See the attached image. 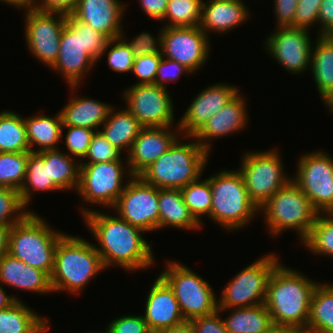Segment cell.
<instances>
[{
    "mask_svg": "<svg viewBox=\"0 0 333 333\" xmlns=\"http://www.w3.org/2000/svg\"><path fill=\"white\" fill-rule=\"evenodd\" d=\"M81 206L84 223L90 230L93 238L98 242L95 245L100 254L105 269L114 265L133 273L136 270H147L155 266V257L152 250V241L148 243L143 234L145 231L133 226L117 215L103 213Z\"/></svg>",
    "mask_w": 333,
    "mask_h": 333,
    "instance_id": "1",
    "label": "cell"
},
{
    "mask_svg": "<svg viewBox=\"0 0 333 333\" xmlns=\"http://www.w3.org/2000/svg\"><path fill=\"white\" fill-rule=\"evenodd\" d=\"M319 283L297 269L279 263L268 280L265 300L274 325L291 327L304 333L312 295Z\"/></svg>",
    "mask_w": 333,
    "mask_h": 333,
    "instance_id": "2",
    "label": "cell"
},
{
    "mask_svg": "<svg viewBox=\"0 0 333 333\" xmlns=\"http://www.w3.org/2000/svg\"><path fill=\"white\" fill-rule=\"evenodd\" d=\"M110 39L72 15L66 16L61 32L59 54L51 70L63 75L72 92L90 72Z\"/></svg>",
    "mask_w": 333,
    "mask_h": 333,
    "instance_id": "3",
    "label": "cell"
},
{
    "mask_svg": "<svg viewBox=\"0 0 333 333\" xmlns=\"http://www.w3.org/2000/svg\"><path fill=\"white\" fill-rule=\"evenodd\" d=\"M105 270L95 245L79 236L64 234L54 253V268L50 276L53 292L80 294L89 281Z\"/></svg>",
    "mask_w": 333,
    "mask_h": 333,
    "instance_id": "4",
    "label": "cell"
},
{
    "mask_svg": "<svg viewBox=\"0 0 333 333\" xmlns=\"http://www.w3.org/2000/svg\"><path fill=\"white\" fill-rule=\"evenodd\" d=\"M182 137L193 141L183 144ZM209 155L194 136L180 135L139 177L159 189H182L203 175Z\"/></svg>",
    "mask_w": 333,
    "mask_h": 333,
    "instance_id": "5",
    "label": "cell"
},
{
    "mask_svg": "<svg viewBox=\"0 0 333 333\" xmlns=\"http://www.w3.org/2000/svg\"><path fill=\"white\" fill-rule=\"evenodd\" d=\"M212 205L209 219L220 224L225 231L247 227L259 215V209L248 197L239 170H221L209 177Z\"/></svg>",
    "mask_w": 333,
    "mask_h": 333,
    "instance_id": "6",
    "label": "cell"
},
{
    "mask_svg": "<svg viewBox=\"0 0 333 333\" xmlns=\"http://www.w3.org/2000/svg\"><path fill=\"white\" fill-rule=\"evenodd\" d=\"M63 235L31 211L22 221L11 226L8 254L51 276L55 249Z\"/></svg>",
    "mask_w": 333,
    "mask_h": 333,
    "instance_id": "7",
    "label": "cell"
},
{
    "mask_svg": "<svg viewBox=\"0 0 333 333\" xmlns=\"http://www.w3.org/2000/svg\"><path fill=\"white\" fill-rule=\"evenodd\" d=\"M264 214L266 230L274 237L287 229L295 230L302 242L309 234L317 210L310 198L291 179L259 209Z\"/></svg>",
    "mask_w": 333,
    "mask_h": 333,
    "instance_id": "8",
    "label": "cell"
},
{
    "mask_svg": "<svg viewBox=\"0 0 333 333\" xmlns=\"http://www.w3.org/2000/svg\"><path fill=\"white\" fill-rule=\"evenodd\" d=\"M166 265L159 275L174 291L186 321L212 314L218 309L217 297L207 280L181 262L170 260Z\"/></svg>",
    "mask_w": 333,
    "mask_h": 333,
    "instance_id": "9",
    "label": "cell"
},
{
    "mask_svg": "<svg viewBox=\"0 0 333 333\" xmlns=\"http://www.w3.org/2000/svg\"><path fill=\"white\" fill-rule=\"evenodd\" d=\"M277 149L246 152L240 161L239 172L244 180L248 197L260 209L292 177L284 171Z\"/></svg>",
    "mask_w": 333,
    "mask_h": 333,
    "instance_id": "10",
    "label": "cell"
},
{
    "mask_svg": "<svg viewBox=\"0 0 333 333\" xmlns=\"http://www.w3.org/2000/svg\"><path fill=\"white\" fill-rule=\"evenodd\" d=\"M278 257L275 252L267 253L238 272L224 287L220 299H217L218 309L265 304L268 280L280 263Z\"/></svg>",
    "mask_w": 333,
    "mask_h": 333,
    "instance_id": "11",
    "label": "cell"
},
{
    "mask_svg": "<svg viewBox=\"0 0 333 333\" xmlns=\"http://www.w3.org/2000/svg\"><path fill=\"white\" fill-rule=\"evenodd\" d=\"M126 160V162L124 161ZM125 162V163H124ZM126 165V166H125ZM124 175L133 177L127 159L80 164L77 195L87 204H96L112 209L126 184Z\"/></svg>",
    "mask_w": 333,
    "mask_h": 333,
    "instance_id": "12",
    "label": "cell"
},
{
    "mask_svg": "<svg viewBox=\"0 0 333 333\" xmlns=\"http://www.w3.org/2000/svg\"><path fill=\"white\" fill-rule=\"evenodd\" d=\"M327 153L315 150L303 154L292 176L318 213L333 212V158Z\"/></svg>",
    "mask_w": 333,
    "mask_h": 333,
    "instance_id": "13",
    "label": "cell"
},
{
    "mask_svg": "<svg viewBox=\"0 0 333 333\" xmlns=\"http://www.w3.org/2000/svg\"><path fill=\"white\" fill-rule=\"evenodd\" d=\"M124 181L126 186L112 211L145 232L159 230L158 188L145 183L139 176Z\"/></svg>",
    "mask_w": 333,
    "mask_h": 333,
    "instance_id": "14",
    "label": "cell"
},
{
    "mask_svg": "<svg viewBox=\"0 0 333 333\" xmlns=\"http://www.w3.org/2000/svg\"><path fill=\"white\" fill-rule=\"evenodd\" d=\"M126 109L143 127H171L174 125V105L168 89L157 84H133L123 90Z\"/></svg>",
    "mask_w": 333,
    "mask_h": 333,
    "instance_id": "15",
    "label": "cell"
},
{
    "mask_svg": "<svg viewBox=\"0 0 333 333\" xmlns=\"http://www.w3.org/2000/svg\"><path fill=\"white\" fill-rule=\"evenodd\" d=\"M24 10V33L29 52L49 68L55 63L59 54L61 32L66 23V16L42 12L34 6Z\"/></svg>",
    "mask_w": 333,
    "mask_h": 333,
    "instance_id": "16",
    "label": "cell"
},
{
    "mask_svg": "<svg viewBox=\"0 0 333 333\" xmlns=\"http://www.w3.org/2000/svg\"><path fill=\"white\" fill-rule=\"evenodd\" d=\"M209 38L199 26L162 27V56L196 73L208 61Z\"/></svg>",
    "mask_w": 333,
    "mask_h": 333,
    "instance_id": "17",
    "label": "cell"
},
{
    "mask_svg": "<svg viewBox=\"0 0 333 333\" xmlns=\"http://www.w3.org/2000/svg\"><path fill=\"white\" fill-rule=\"evenodd\" d=\"M308 31L303 28L276 27L264 41V49L288 72L302 74L310 69L313 44Z\"/></svg>",
    "mask_w": 333,
    "mask_h": 333,
    "instance_id": "18",
    "label": "cell"
},
{
    "mask_svg": "<svg viewBox=\"0 0 333 333\" xmlns=\"http://www.w3.org/2000/svg\"><path fill=\"white\" fill-rule=\"evenodd\" d=\"M207 87L195 96L182 118H179L178 127L181 135L194 136L214 114L240 92V87L223 82Z\"/></svg>",
    "mask_w": 333,
    "mask_h": 333,
    "instance_id": "19",
    "label": "cell"
},
{
    "mask_svg": "<svg viewBox=\"0 0 333 333\" xmlns=\"http://www.w3.org/2000/svg\"><path fill=\"white\" fill-rule=\"evenodd\" d=\"M174 130H173V129ZM181 135L178 126L143 127L127 154V163L133 176H139Z\"/></svg>",
    "mask_w": 333,
    "mask_h": 333,
    "instance_id": "20",
    "label": "cell"
},
{
    "mask_svg": "<svg viewBox=\"0 0 333 333\" xmlns=\"http://www.w3.org/2000/svg\"><path fill=\"white\" fill-rule=\"evenodd\" d=\"M247 98L240 92L211 117L206 124L194 135L196 141L210 154L213 139L239 133L247 127L249 115L247 113ZM246 126V127H245ZM211 149V150H210Z\"/></svg>",
    "mask_w": 333,
    "mask_h": 333,
    "instance_id": "21",
    "label": "cell"
},
{
    "mask_svg": "<svg viewBox=\"0 0 333 333\" xmlns=\"http://www.w3.org/2000/svg\"><path fill=\"white\" fill-rule=\"evenodd\" d=\"M125 7L120 0H78L72 16L113 39L123 32Z\"/></svg>",
    "mask_w": 333,
    "mask_h": 333,
    "instance_id": "22",
    "label": "cell"
},
{
    "mask_svg": "<svg viewBox=\"0 0 333 333\" xmlns=\"http://www.w3.org/2000/svg\"><path fill=\"white\" fill-rule=\"evenodd\" d=\"M146 298L143 318L151 333L185 321L174 291L160 276L155 279Z\"/></svg>",
    "mask_w": 333,
    "mask_h": 333,
    "instance_id": "23",
    "label": "cell"
},
{
    "mask_svg": "<svg viewBox=\"0 0 333 333\" xmlns=\"http://www.w3.org/2000/svg\"><path fill=\"white\" fill-rule=\"evenodd\" d=\"M251 16L250 8L244 0H207L203 1L199 27L209 37L214 34H226L241 26Z\"/></svg>",
    "mask_w": 333,
    "mask_h": 333,
    "instance_id": "24",
    "label": "cell"
},
{
    "mask_svg": "<svg viewBox=\"0 0 333 333\" xmlns=\"http://www.w3.org/2000/svg\"><path fill=\"white\" fill-rule=\"evenodd\" d=\"M0 283L32 293H52L50 276L6 253L0 259Z\"/></svg>",
    "mask_w": 333,
    "mask_h": 333,
    "instance_id": "25",
    "label": "cell"
},
{
    "mask_svg": "<svg viewBox=\"0 0 333 333\" xmlns=\"http://www.w3.org/2000/svg\"><path fill=\"white\" fill-rule=\"evenodd\" d=\"M311 50L310 70L321 101L333 114V42L317 35Z\"/></svg>",
    "mask_w": 333,
    "mask_h": 333,
    "instance_id": "26",
    "label": "cell"
},
{
    "mask_svg": "<svg viewBox=\"0 0 333 333\" xmlns=\"http://www.w3.org/2000/svg\"><path fill=\"white\" fill-rule=\"evenodd\" d=\"M113 107L97 99L78 97L75 94L59 112L63 126L85 127L99 131Z\"/></svg>",
    "mask_w": 333,
    "mask_h": 333,
    "instance_id": "27",
    "label": "cell"
},
{
    "mask_svg": "<svg viewBox=\"0 0 333 333\" xmlns=\"http://www.w3.org/2000/svg\"><path fill=\"white\" fill-rule=\"evenodd\" d=\"M158 208L159 229L175 227L178 230L197 231L203 228L191 215L181 189L158 188Z\"/></svg>",
    "mask_w": 333,
    "mask_h": 333,
    "instance_id": "28",
    "label": "cell"
},
{
    "mask_svg": "<svg viewBox=\"0 0 333 333\" xmlns=\"http://www.w3.org/2000/svg\"><path fill=\"white\" fill-rule=\"evenodd\" d=\"M26 126L30 152L58 149L62 137V118L60 112L49 117L45 114H35L23 118ZM35 146L38 148L34 149ZM34 147V148H33Z\"/></svg>",
    "mask_w": 333,
    "mask_h": 333,
    "instance_id": "29",
    "label": "cell"
},
{
    "mask_svg": "<svg viewBox=\"0 0 333 333\" xmlns=\"http://www.w3.org/2000/svg\"><path fill=\"white\" fill-rule=\"evenodd\" d=\"M48 320L22 300H16L8 308L0 309V333H48Z\"/></svg>",
    "mask_w": 333,
    "mask_h": 333,
    "instance_id": "30",
    "label": "cell"
},
{
    "mask_svg": "<svg viewBox=\"0 0 333 333\" xmlns=\"http://www.w3.org/2000/svg\"><path fill=\"white\" fill-rule=\"evenodd\" d=\"M114 108L99 131L121 153H128L143 126L125 107L118 111Z\"/></svg>",
    "mask_w": 333,
    "mask_h": 333,
    "instance_id": "31",
    "label": "cell"
},
{
    "mask_svg": "<svg viewBox=\"0 0 333 333\" xmlns=\"http://www.w3.org/2000/svg\"><path fill=\"white\" fill-rule=\"evenodd\" d=\"M217 310L222 314L224 311L230 312L228 317L223 319L229 333H266L274 326L265 304Z\"/></svg>",
    "mask_w": 333,
    "mask_h": 333,
    "instance_id": "32",
    "label": "cell"
},
{
    "mask_svg": "<svg viewBox=\"0 0 333 333\" xmlns=\"http://www.w3.org/2000/svg\"><path fill=\"white\" fill-rule=\"evenodd\" d=\"M304 333H333V283H319L312 295Z\"/></svg>",
    "mask_w": 333,
    "mask_h": 333,
    "instance_id": "33",
    "label": "cell"
},
{
    "mask_svg": "<svg viewBox=\"0 0 333 333\" xmlns=\"http://www.w3.org/2000/svg\"><path fill=\"white\" fill-rule=\"evenodd\" d=\"M48 165L49 180H52L62 191H77L79 185L80 162L58 149L40 152Z\"/></svg>",
    "mask_w": 333,
    "mask_h": 333,
    "instance_id": "34",
    "label": "cell"
},
{
    "mask_svg": "<svg viewBox=\"0 0 333 333\" xmlns=\"http://www.w3.org/2000/svg\"><path fill=\"white\" fill-rule=\"evenodd\" d=\"M62 191L52 180H49L48 165L40 152H30L28 156L25 179L20 188V197L28 208L35 192Z\"/></svg>",
    "mask_w": 333,
    "mask_h": 333,
    "instance_id": "35",
    "label": "cell"
},
{
    "mask_svg": "<svg viewBox=\"0 0 333 333\" xmlns=\"http://www.w3.org/2000/svg\"><path fill=\"white\" fill-rule=\"evenodd\" d=\"M9 110L0 112V152H29L24 117Z\"/></svg>",
    "mask_w": 333,
    "mask_h": 333,
    "instance_id": "36",
    "label": "cell"
},
{
    "mask_svg": "<svg viewBox=\"0 0 333 333\" xmlns=\"http://www.w3.org/2000/svg\"><path fill=\"white\" fill-rule=\"evenodd\" d=\"M301 243L314 255L333 257V212L319 213Z\"/></svg>",
    "mask_w": 333,
    "mask_h": 333,
    "instance_id": "37",
    "label": "cell"
},
{
    "mask_svg": "<svg viewBox=\"0 0 333 333\" xmlns=\"http://www.w3.org/2000/svg\"><path fill=\"white\" fill-rule=\"evenodd\" d=\"M201 177L183 187L181 192L191 215L202 226V217L207 215L209 219L211 212L212 190L209 178L201 180Z\"/></svg>",
    "mask_w": 333,
    "mask_h": 333,
    "instance_id": "38",
    "label": "cell"
},
{
    "mask_svg": "<svg viewBox=\"0 0 333 333\" xmlns=\"http://www.w3.org/2000/svg\"><path fill=\"white\" fill-rule=\"evenodd\" d=\"M203 0H168L161 27H197L201 21ZM168 20V21H167Z\"/></svg>",
    "mask_w": 333,
    "mask_h": 333,
    "instance_id": "39",
    "label": "cell"
},
{
    "mask_svg": "<svg viewBox=\"0 0 333 333\" xmlns=\"http://www.w3.org/2000/svg\"><path fill=\"white\" fill-rule=\"evenodd\" d=\"M29 152H0V187L20 190L25 179Z\"/></svg>",
    "mask_w": 333,
    "mask_h": 333,
    "instance_id": "40",
    "label": "cell"
},
{
    "mask_svg": "<svg viewBox=\"0 0 333 333\" xmlns=\"http://www.w3.org/2000/svg\"><path fill=\"white\" fill-rule=\"evenodd\" d=\"M30 212L23 204L19 190L0 187V225L11 227Z\"/></svg>",
    "mask_w": 333,
    "mask_h": 333,
    "instance_id": "41",
    "label": "cell"
},
{
    "mask_svg": "<svg viewBox=\"0 0 333 333\" xmlns=\"http://www.w3.org/2000/svg\"><path fill=\"white\" fill-rule=\"evenodd\" d=\"M105 53L107 54L108 66L112 71L123 74L132 72L134 55L127 42L121 36L110 39L107 42L99 59Z\"/></svg>",
    "mask_w": 333,
    "mask_h": 333,
    "instance_id": "42",
    "label": "cell"
},
{
    "mask_svg": "<svg viewBox=\"0 0 333 333\" xmlns=\"http://www.w3.org/2000/svg\"><path fill=\"white\" fill-rule=\"evenodd\" d=\"M67 129L66 134L64 131ZM96 130L85 127H76V126H62V139L65 140V146L67 147L68 152H66L70 157L75 159L79 158V162L84 159L88 152L90 142L94 136ZM63 135L65 137H63ZM65 138V139H63ZM70 153V154H69ZM81 159V160H80Z\"/></svg>",
    "mask_w": 333,
    "mask_h": 333,
    "instance_id": "43",
    "label": "cell"
},
{
    "mask_svg": "<svg viewBox=\"0 0 333 333\" xmlns=\"http://www.w3.org/2000/svg\"><path fill=\"white\" fill-rule=\"evenodd\" d=\"M121 153L112 146L100 131H96L90 142L88 152L80 164H91L119 160Z\"/></svg>",
    "mask_w": 333,
    "mask_h": 333,
    "instance_id": "44",
    "label": "cell"
},
{
    "mask_svg": "<svg viewBox=\"0 0 333 333\" xmlns=\"http://www.w3.org/2000/svg\"><path fill=\"white\" fill-rule=\"evenodd\" d=\"M124 34L125 32L123 31L121 37L129 45L134 57L162 53V28L159 29L158 36L156 35V37L152 36L153 34L149 32L143 31L128 41V38L125 39L126 36Z\"/></svg>",
    "mask_w": 333,
    "mask_h": 333,
    "instance_id": "45",
    "label": "cell"
},
{
    "mask_svg": "<svg viewBox=\"0 0 333 333\" xmlns=\"http://www.w3.org/2000/svg\"><path fill=\"white\" fill-rule=\"evenodd\" d=\"M162 53L134 57L132 74L138 78L134 84H155L156 72Z\"/></svg>",
    "mask_w": 333,
    "mask_h": 333,
    "instance_id": "46",
    "label": "cell"
},
{
    "mask_svg": "<svg viewBox=\"0 0 333 333\" xmlns=\"http://www.w3.org/2000/svg\"><path fill=\"white\" fill-rule=\"evenodd\" d=\"M322 0H298L293 28L310 30L318 24V14Z\"/></svg>",
    "mask_w": 333,
    "mask_h": 333,
    "instance_id": "47",
    "label": "cell"
},
{
    "mask_svg": "<svg viewBox=\"0 0 333 333\" xmlns=\"http://www.w3.org/2000/svg\"><path fill=\"white\" fill-rule=\"evenodd\" d=\"M191 73L193 74V72L185 65L162 57L156 72L155 84L167 89V83H174V81H177L182 74L187 75Z\"/></svg>",
    "mask_w": 333,
    "mask_h": 333,
    "instance_id": "48",
    "label": "cell"
},
{
    "mask_svg": "<svg viewBox=\"0 0 333 333\" xmlns=\"http://www.w3.org/2000/svg\"><path fill=\"white\" fill-rule=\"evenodd\" d=\"M106 327L110 333H151L141 314L114 318Z\"/></svg>",
    "mask_w": 333,
    "mask_h": 333,
    "instance_id": "49",
    "label": "cell"
},
{
    "mask_svg": "<svg viewBox=\"0 0 333 333\" xmlns=\"http://www.w3.org/2000/svg\"><path fill=\"white\" fill-rule=\"evenodd\" d=\"M220 314L216 310L212 314L190 320L194 333H229L225 328Z\"/></svg>",
    "mask_w": 333,
    "mask_h": 333,
    "instance_id": "50",
    "label": "cell"
},
{
    "mask_svg": "<svg viewBox=\"0 0 333 333\" xmlns=\"http://www.w3.org/2000/svg\"><path fill=\"white\" fill-rule=\"evenodd\" d=\"M276 27H292L298 0H273Z\"/></svg>",
    "mask_w": 333,
    "mask_h": 333,
    "instance_id": "51",
    "label": "cell"
},
{
    "mask_svg": "<svg viewBox=\"0 0 333 333\" xmlns=\"http://www.w3.org/2000/svg\"><path fill=\"white\" fill-rule=\"evenodd\" d=\"M78 0H37L33 6L48 13L70 16L75 10Z\"/></svg>",
    "mask_w": 333,
    "mask_h": 333,
    "instance_id": "52",
    "label": "cell"
},
{
    "mask_svg": "<svg viewBox=\"0 0 333 333\" xmlns=\"http://www.w3.org/2000/svg\"><path fill=\"white\" fill-rule=\"evenodd\" d=\"M318 35H326L333 29V0H322L318 14Z\"/></svg>",
    "mask_w": 333,
    "mask_h": 333,
    "instance_id": "53",
    "label": "cell"
},
{
    "mask_svg": "<svg viewBox=\"0 0 333 333\" xmlns=\"http://www.w3.org/2000/svg\"><path fill=\"white\" fill-rule=\"evenodd\" d=\"M139 2L143 13L151 20L163 21L168 0H139Z\"/></svg>",
    "mask_w": 333,
    "mask_h": 333,
    "instance_id": "54",
    "label": "cell"
},
{
    "mask_svg": "<svg viewBox=\"0 0 333 333\" xmlns=\"http://www.w3.org/2000/svg\"><path fill=\"white\" fill-rule=\"evenodd\" d=\"M155 333H194L190 321H184L178 325L161 329Z\"/></svg>",
    "mask_w": 333,
    "mask_h": 333,
    "instance_id": "55",
    "label": "cell"
},
{
    "mask_svg": "<svg viewBox=\"0 0 333 333\" xmlns=\"http://www.w3.org/2000/svg\"><path fill=\"white\" fill-rule=\"evenodd\" d=\"M10 229L9 226L0 225V259L8 253Z\"/></svg>",
    "mask_w": 333,
    "mask_h": 333,
    "instance_id": "56",
    "label": "cell"
},
{
    "mask_svg": "<svg viewBox=\"0 0 333 333\" xmlns=\"http://www.w3.org/2000/svg\"><path fill=\"white\" fill-rule=\"evenodd\" d=\"M2 283H0V309H5L11 306L16 300L20 301L19 297L14 295L6 294L5 288L2 287Z\"/></svg>",
    "mask_w": 333,
    "mask_h": 333,
    "instance_id": "57",
    "label": "cell"
},
{
    "mask_svg": "<svg viewBox=\"0 0 333 333\" xmlns=\"http://www.w3.org/2000/svg\"><path fill=\"white\" fill-rule=\"evenodd\" d=\"M2 3H6L9 6L11 5L12 7H16L17 9H25L30 7L31 5L26 1V0H0Z\"/></svg>",
    "mask_w": 333,
    "mask_h": 333,
    "instance_id": "58",
    "label": "cell"
},
{
    "mask_svg": "<svg viewBox=\"0 0 333 333\" xmlns=\"http://www.w3.org/2000/svg\"><path fill=\"white\" fill-rule=\"evenodd\" d=\"M266 333H301L299 330L291 328V327H283V326H273Z\"/></svg>",
    "mask_w": 333,
    "mask_h": 333,
    "instance_id": "59",
    "label": "cell"
},
{
    "mask_svg": "<svg viewBox=\"0 0 333 333\" xmlns=\"http://www.w3.org/2000/svg\"><path fill=\"white\" fill-rule=\"evenodd\" d=\"M325 36L333 42V29L330 32H328Z\"/></svg>",
    "mask_w": 333,
    "mask_h": 333,
    "instance_id": "60",
    "label": "cell"
},
{
    "mask_svg": "<svg viewBox=\"0 0 333 333\" xmlns=\"http://www.w3.org/2000/svg\"><path fill=\"white\" fill-rule=\"evenodd\" d=\"M101 333H110V331L107 329V328H105V331L104 332H102V331H100ZM99 331L98 332H86V333H100Z\"/></svg>",
    "mask_w": 333,
    "mask_h": 333,
    "instance_id": "61",
    "label": "cell"
},
{
    "mask_svg": "<svg viewBox=\"0 0 333 333\" xmlns=\"http://www.w3.org/2000/svg\"><path fill=\"white\" fill-rule=\"evenodd\" d=\"M31 6L37 1V0H26Z\"/></svg>",
    "mask_w": 333,
    "mask_h": 333,
    "instance_id": "62",
    "label": "cell"
}]
</instances>
